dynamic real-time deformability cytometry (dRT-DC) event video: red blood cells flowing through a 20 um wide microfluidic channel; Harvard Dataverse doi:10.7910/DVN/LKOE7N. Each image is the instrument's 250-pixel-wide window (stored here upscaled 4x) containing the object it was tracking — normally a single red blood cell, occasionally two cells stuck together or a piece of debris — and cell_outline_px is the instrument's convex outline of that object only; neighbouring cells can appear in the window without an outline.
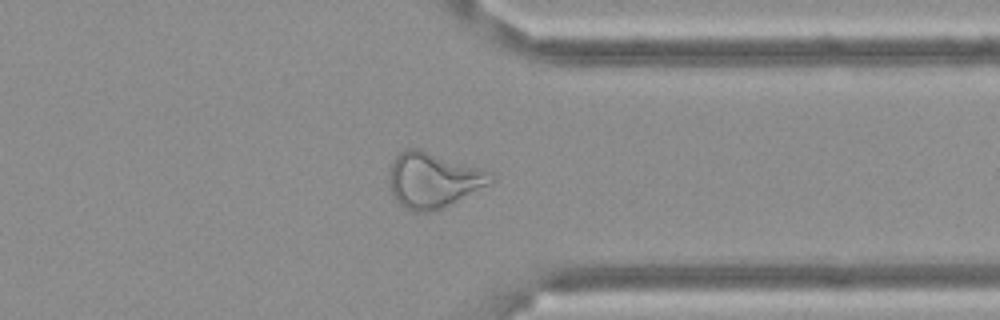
{"species": "Egyptian fruit bat (a non-hibernating species)", "species_latin": "Rousettus aegyptiacus", "temperature_condition": "cold", "stored_images_in_passage": 57, "camera_frame_rate_fps": 3000, "um_per_image_px": 0.085, "frame": {"image": 1, "passage_image": 45, "time_ms": 14.667, "image_size_px": [1000, 320], "cell_outline_px": [[496, 180], [440, 208], [428, 212], [412, 212], [400, 204], [396, 200], [392, 192], [388, 180], [392, 160], [404, 148], [420, 148], [496, 172]], "centroid_in_image_um": [36.83, 15.26], "position_along_channel_um": 374.6, "area_um2": 32.89}}
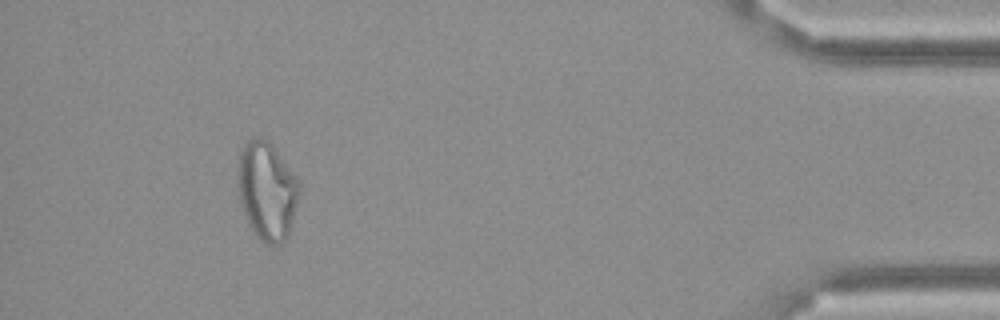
{"frame": {"image": 2, "passage_image": 53, "time_ms": 17.333, "image_size_px": [1000, 320], "cell_outline_px": [[300, 192], [288, 236], [280, 244], [268, 244], [260, 240], [256, 236], [244, 212], [240, 200], [240, 148], [248, 140], [256, 136], [260, 136], [268, 140], [276, 148], [300, 180]], "centroid_in_image_um": [22.75, 16.18], "position_along_channel_um": 412.5, "area_um2": 34.85}}